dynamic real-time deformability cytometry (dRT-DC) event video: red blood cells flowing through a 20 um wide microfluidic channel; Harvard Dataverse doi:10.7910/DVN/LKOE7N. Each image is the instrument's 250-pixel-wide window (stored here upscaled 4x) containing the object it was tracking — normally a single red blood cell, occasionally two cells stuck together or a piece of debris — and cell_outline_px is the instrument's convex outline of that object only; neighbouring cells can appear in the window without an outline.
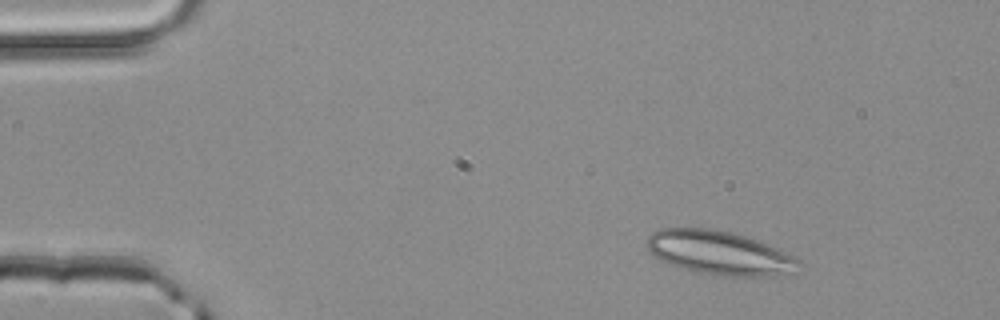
{"species": "common noctule bat (a hibernating species)", "species_latin": "Nyctalus noctula", "temperature_condition": "room temperature", "stored_images_in_passage": 2, "camera_frame_rate_fps": 3000, "um_per_image_px": 0.085, "animal": {"sex": "male", "body_mass_g": 20.4}, "frame": {"image": 1, "passage_image": 1, "time_ms": 0.0, "image_size_px": [1000, 320], "cell_outline_px": [[804, 268], [800, 272], [776, 276], [716, 276], [696, 272], [680, 268], [660, 260], [652, 256], [648, 252], [648, 236], [652, 232], [660, 228], [708, 228], [732, 232], [780, 248], [800, 260], [804, 264]], "centroid_in_image_um": [61.23, 21.52], "position_along_channel_um": 23.8, "area_um2": 39.65}}